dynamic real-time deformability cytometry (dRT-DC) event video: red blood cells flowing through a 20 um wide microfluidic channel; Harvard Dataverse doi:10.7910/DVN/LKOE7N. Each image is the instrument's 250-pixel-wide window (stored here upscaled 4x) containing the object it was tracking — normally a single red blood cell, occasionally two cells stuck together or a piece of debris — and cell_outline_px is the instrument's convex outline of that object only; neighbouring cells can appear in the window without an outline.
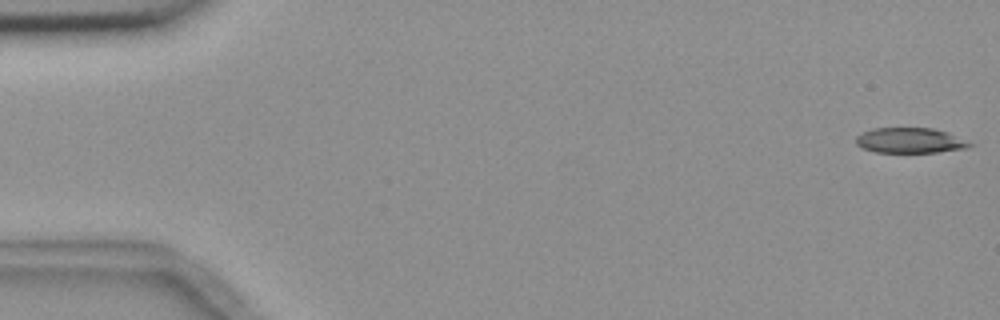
{"species": "common noctule bat (a hibernating species)", "species_latin": "Nyctalus noctula", "temperature_condition": "room temperature", "stored_images_in_passage": 6, "segment_of_instrument_passage": [2, 2], "camera_frame_rate_fps": 3000, "um_per_image_px": 0.085, "animal": {"sex": "female", "body_mass_g": 18.4}, "frame": {"image": 1, "passage_image": 6, "time_ms": 5.667, "image_size_px": [1000, 320], "cell_outline_px": [[976, 144], [968, 148], [936, 152], [876, 152], [864, 148], [856, 144], [856, 136], [872, 128], [932, 128], [948, 132]], "centroid_in_image_um": [77.4, 11.93], "position_along_channel_um": 7.6, "area_um2": 16.76}}